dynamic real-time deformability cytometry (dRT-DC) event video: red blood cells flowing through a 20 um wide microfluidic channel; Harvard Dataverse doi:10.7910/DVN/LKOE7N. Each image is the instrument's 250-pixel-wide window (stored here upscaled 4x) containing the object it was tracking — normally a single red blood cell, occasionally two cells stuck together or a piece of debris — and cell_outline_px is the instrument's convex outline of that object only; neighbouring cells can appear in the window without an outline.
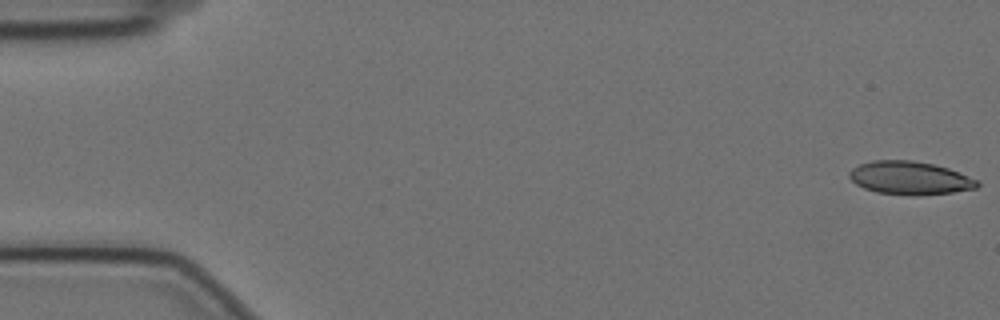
{"species": "Egyptian fruit bat (a non-hibernating species)", "species_latin": "Rousettus aegyptiacus", "temperature_condition": "cold", "stored_images_in_passage": 14, "camera_frame_rate_fps": 3000, "um_per_image_px": 0.085, "animal": {"sex": "female"}, "frame": {"image": 1, "passage_image": 1, "time_ms": 0.0, "image_size_px": [1000, 320], "cell_outline_px": [[980, 184], [976, 188], [952, 192], [916, 196], [876, 192], [864, 188], [856, 184], [848, 176], [848, 172], [852, 168], [860, 164], [872, 160], [912, 160], [932, 164], [948, 168], [980, 180]], "centroid_in_image_um": [77.34, 15.13], "position_along_channel_um": 7.7, "area_um2": 24.85}}
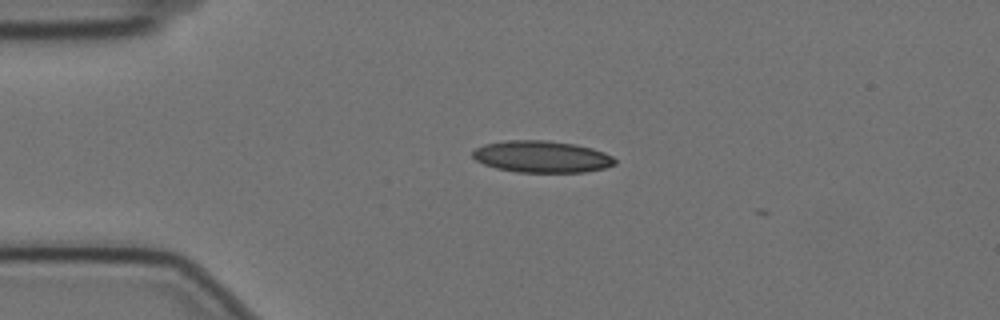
{"frame": {"image": 2, "passage_image": 13, "time_ms": 4.0, "image_size_px": [1000, 320], "cell_outline_px": [[616, 164], [604, 168], [584, 172], [516, 172], [496, 168], [484, 164], [476, 160], [472, 156], [472, 152], [476, 148], [484, 144], [504, 140], [548, 140], [576, 144], [592, 148], [604, 152], [612, 156], [616, 160]], "centroid_in_image_um": [46.05, 13.31], "position_along_channel_um": 39.0, "area_um2": 26.47}}